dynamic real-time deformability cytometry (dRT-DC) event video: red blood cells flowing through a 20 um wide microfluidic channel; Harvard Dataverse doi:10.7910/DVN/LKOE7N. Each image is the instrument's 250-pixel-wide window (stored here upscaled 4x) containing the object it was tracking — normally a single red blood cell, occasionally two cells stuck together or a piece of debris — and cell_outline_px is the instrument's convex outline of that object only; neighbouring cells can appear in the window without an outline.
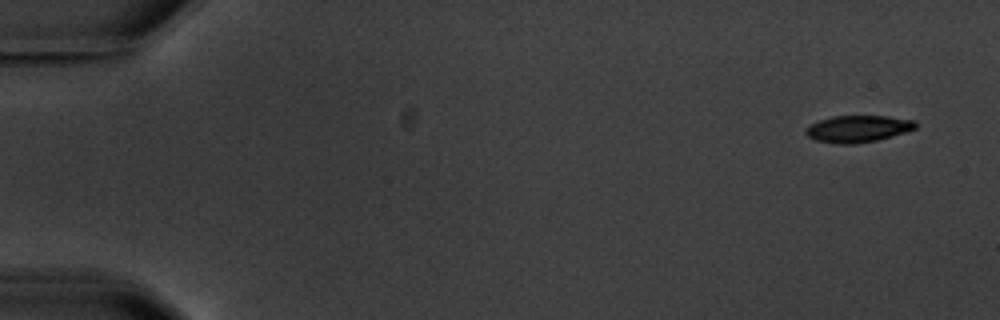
{"species": "common noctule bat (a hibernating species)", "species_latin": "Nyctalus noctula", "temperature_condition": "warm", "stored_images_in_passage": 3, "camera_frame_rate_fps": 3000, "um_per_image_px": 0.085, "animal": {"sex": "male", "body_mass_g": 20.1, "forearm_length_mm": 53.5}, "frame": {"image": 1, "passage_image": 1, "time_ms": 0.0, "image_size_px": [1000, 320], "cell_outline_px": [[916, 128], [892, 136], [876, 140], [856, 144], [840, 144], [816, 140], [808, 136], [804, 132], [812, 124], [820, 120], [832, 116], [888, 116], [916, 120]], "centroid_in_image_um": [72.95, 10.94], "position_along_channel_um": 12.1, "area_um2": 16.99}}
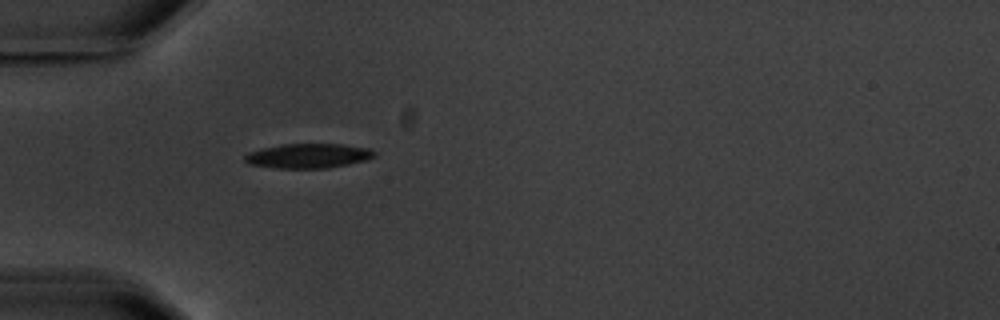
{"frame": {"image": 2, "passage_image": 3, "time_ms": 5.0, "image_size_px": [1000, 320], "cell_outline_px": [[376, 156], [368, 160], [328, 168], [276, 168], [248, 164], [244, 160], [244, 156], [248, 152], [280, 144], [340, 144], [368, 148], [376, 152]], "centroid_in_image_um": [26.21, 13.25], "position_along_channel_um": 58.8, "area_um2": 18.61}}